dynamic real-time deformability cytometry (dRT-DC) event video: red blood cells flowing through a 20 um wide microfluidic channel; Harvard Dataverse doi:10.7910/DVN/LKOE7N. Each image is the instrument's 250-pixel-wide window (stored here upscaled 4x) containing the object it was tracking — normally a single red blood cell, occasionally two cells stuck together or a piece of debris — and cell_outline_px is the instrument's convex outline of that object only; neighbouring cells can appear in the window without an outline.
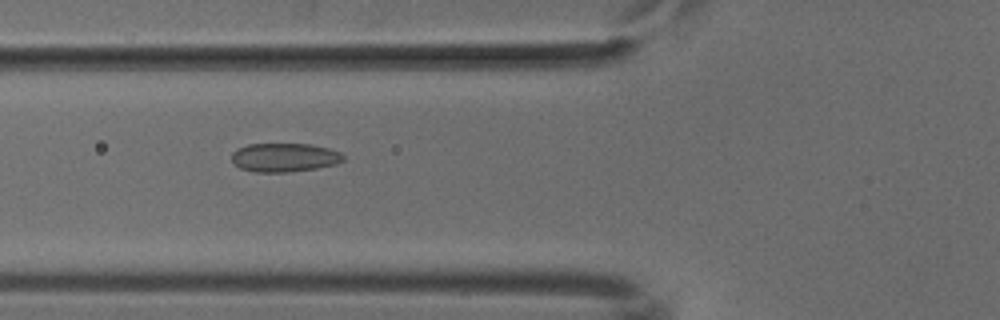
{"species": "common noctule bat (a hibernating species)", "species_latin": "Nyctalus noctula", "temperature_condition": "cold", "stored_images_in_passage": 48, "camera_frame_rate_fps": 3000, "um_per_image_px": 0.085, "animal": {"sex": "male", "body_mass_g": 18.8}, "frame": {"image": 1, "passage_image": 15, "time_ms": 4.667, "image_size_px": [1000, 320], "cell_outline_px": [[344, 160], [336, 164], [316, 168], [288, 172], [256, 172], [240, 168], [232, 160], [232, 152], [236, 148], [248, 144], [312, 144], [328, 148], [340, 152], [344, 156]], "centroid_in_image_um": [24.17, 13.38], "position_along_channel_um": 101.6, "area_um2": 18.73}}
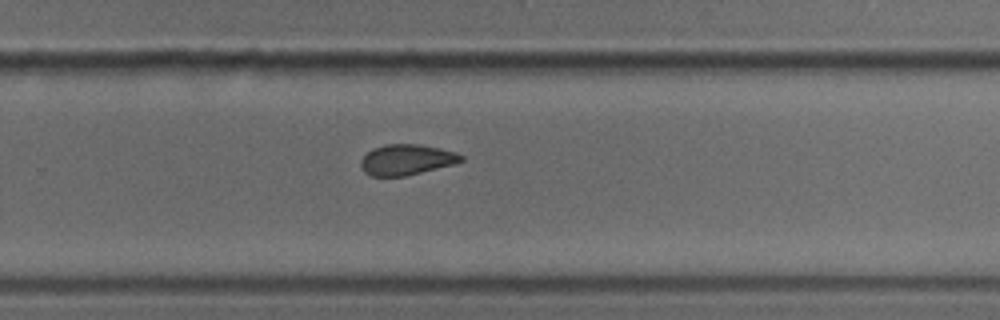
{"frame": {"image": 2, "passage_image": 30, "time_ms": 9.667, "image_size_px": [1000, 320], "cell_outline_px": [[464, 160], [456, 164], [404, 176], [372, 176], [364, 172], [360, 168], [360, 160], [372, 148], [384, 144], [416, 144], [440, 148], [456, 152], [464, 156]], "centroid_in_image_um": [34.56, 13.57], "position_along_channel_um": 295.2, "area_um2": 18.03}}
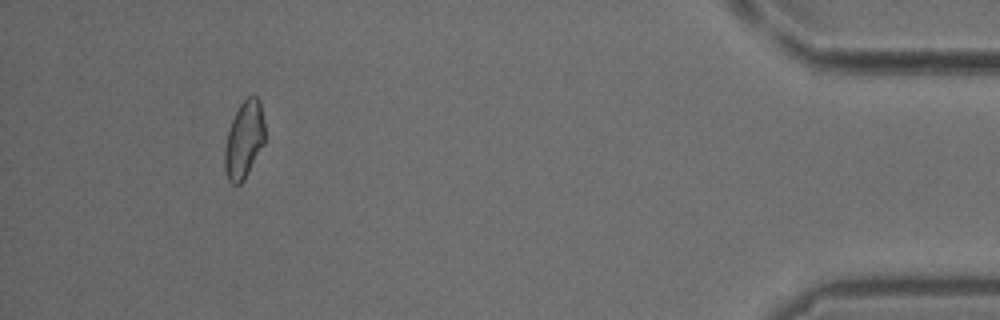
{"frame": {"image": 3, "passage_image": 44, "time_ms": 14.333, "image_size_px": [1000, 320], "cell_outline_px": [[264, 144], [244, 180], [240, 184], [232, 184], [228, 180], [224, 168], [224, 148], [228, 132], [232, 120], [240, 104], [248, 96], [256, 96], [260, 104], [264, 124]], "centroid_in_image_um": [20.73, 11.92], "position_along_channel_um": 414.5, "area_um2": 17.92}}